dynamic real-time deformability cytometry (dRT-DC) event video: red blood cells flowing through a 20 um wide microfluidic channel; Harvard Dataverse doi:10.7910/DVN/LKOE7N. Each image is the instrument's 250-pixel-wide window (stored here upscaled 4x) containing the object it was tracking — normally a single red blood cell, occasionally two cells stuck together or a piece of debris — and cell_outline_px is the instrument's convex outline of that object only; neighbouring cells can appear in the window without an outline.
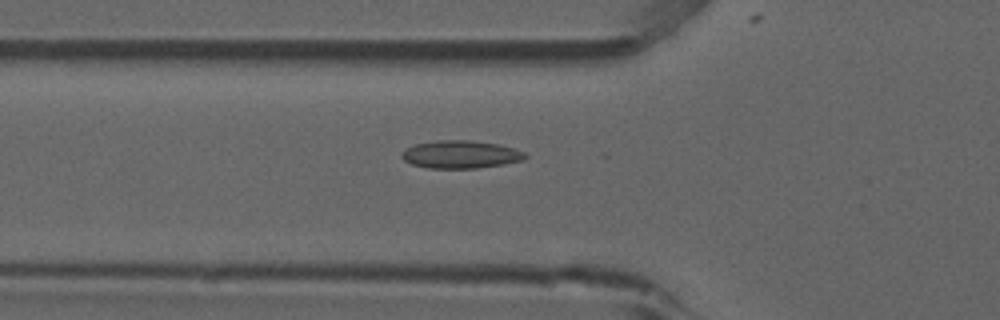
{"species": "common noctule bat (a hibernating species)", "species_latin": "Nyctalus noctula", "temperature_condition": "room temperature", "stored_images_in_passage": 41, "camera_frame_rate_fps": 3000, "um_per_image_px": 0.085, "animal": {"sex": "male", "forearm_length_mm": 52.5}, "frame": {"image": 1, "passage_image": 7, "time_ms": 2.0, "image_size_px": [1000, 320], "cell_outline_px": [[528, 156], [524, 160], [504, 164], [476, 168], [428, 168], [412, 164], [404, 160], [400, 156], [400, 152], [404, 148], [416, 144], [436, 140], [472, 140], [496, 144], [512, 148], [524, 152]], "centroid_in_image_um": [39.11, 13.12], "position_along_channel_um": 86.7, "area_um2": 20.06}}
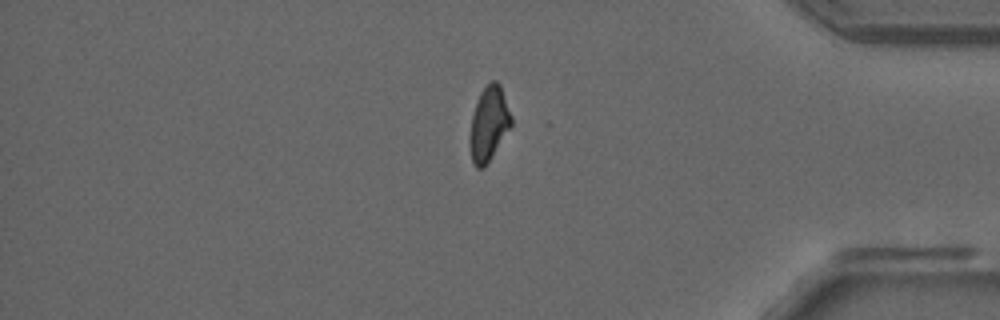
{"frame": {"image": 2, "passage_image": 33, "time_ms": 10.667, "image_size_px": [1000, 320], "cell_outline_px": [[512, 124], [484, 168], [476, 168], [472, 160], [468, 140], [472, 116], [480, 92], [492, 80], [496, 80], [500, 84], [512, 116]], "centroid_in_image_um": [41.54, 10.52], "position_along_channel_um": 393.7, "area_um2": 17.8}}
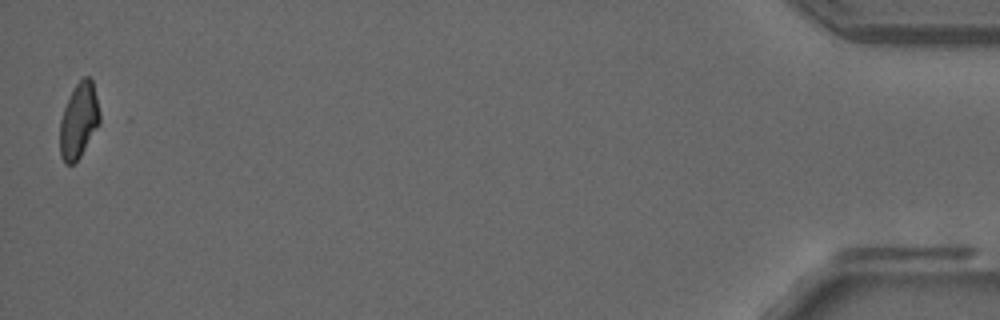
{"frame": {"image": 3, "passage_image": 41, "time_ms": 13.333, "image_size_px": [1000, 320], "cell_outline_px": [[100, 124], [80, 156], [72, 164], [64, 164], [60, 156], [60, 120], [64, 108], [72, 88], [84, 76], [88, 76], [92, 80], [100, 112]], "centroid_in_image_um": [6.69, 10.24], "position_along_channel_um": 428.5, "area_um2": 17.51}, "authors_computed_cell_mechanics": {"area_um2": 18.3226, "velocity_mm_per_s": 3.8566, "shape_relaxation_time_tau1_ms": null, "shape_relaxation_time_tau2_ms": 2.0717, "deformation_change_tau1": null, "deformation_change_tau2": 0.0846}}